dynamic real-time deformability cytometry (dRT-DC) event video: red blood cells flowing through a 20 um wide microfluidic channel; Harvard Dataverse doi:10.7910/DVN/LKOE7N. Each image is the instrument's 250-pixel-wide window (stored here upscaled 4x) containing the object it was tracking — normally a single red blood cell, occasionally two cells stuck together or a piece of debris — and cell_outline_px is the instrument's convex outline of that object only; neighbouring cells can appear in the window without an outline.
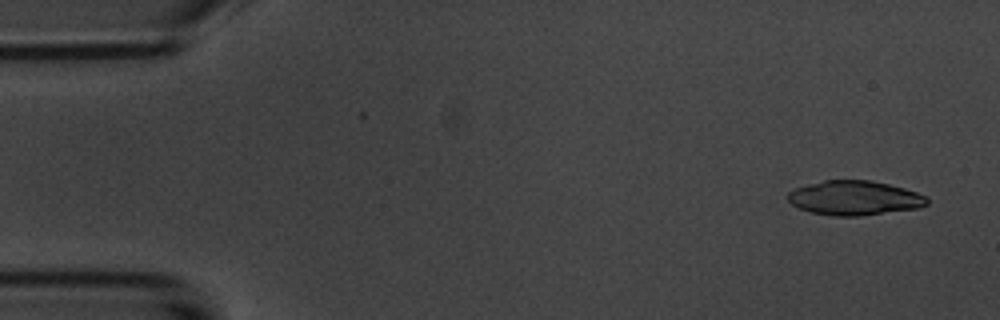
{"species": "common noctule bat (a hibernating species)", "species_latin": "Nyctalus noctula", "temperature_condition": "room temperature", "stored_images_in_passage": 8, "camera_frame_rate_fps": 3000, "um_per_image_px": 0.085, "animal": {"sex": "male", "body_mass_g": 20.1, "forearm_length_mm": 53.5}, "frame": {"image": 1, "passage_image": 1, "time_ms": 0.0, "image_size_px": [1000, 320], "cell_outline_px": [[928, 204], [920, 208], [860, 216], [832, 216], [812, 212], [800, 208], [792, 204], [788, 200], [788, 192], [796, 188], [808, 184], [824, 180], [872, 180], [904, 188], [916, 192], [924, 196], [928, 200]], "centroid_in_image_um": [72.64, 16.83], "position_along_channel_um": 12.4, "area_um2": 27.86}}
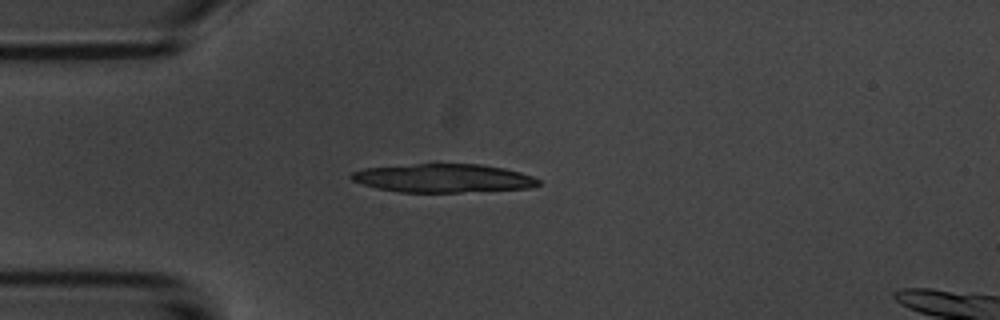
{"frame": {"image": 2, "passage_image": 4, "time_ms": 3.667, "image_size_px": [1000, 320], "cell_outline_px": [[540, 184], [528, 188], [460, 192], [400, 192], [380, 188], [364, 184], [352, 180], [348, 176], [352, 172], [364, 168], [416, 164], [480, 164], [504, 168], [520, 172], [532, 176], [540, 180]], "centroid_in_image_um": [37.69, 15.14], "position_along_channel_um": 47.3, "area_um2": 30.81}}